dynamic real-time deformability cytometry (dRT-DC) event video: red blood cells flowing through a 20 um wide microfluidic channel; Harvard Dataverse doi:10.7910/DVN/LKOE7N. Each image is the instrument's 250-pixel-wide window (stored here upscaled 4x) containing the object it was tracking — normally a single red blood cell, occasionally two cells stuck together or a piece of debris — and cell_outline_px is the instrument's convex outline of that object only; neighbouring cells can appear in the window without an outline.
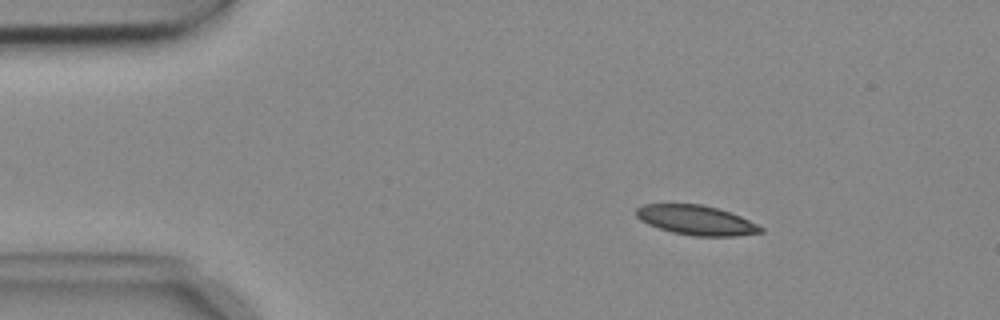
{"species": "common noctule bat (a hibernating species)", "species_latin": "Nyctalus noctula", "temperature_condition": "cold", "stored_images_in_passage": 5, "camera_frame_rate_fps": 3000, "um_per_image_px": 0.085, "animal": {"sex": "female", "body_mass_g": 18.4}, "frame": {"image": 1, "passage_image": 3, "time_ms": 0.667, "image_size_px": [1000, 320], "cell_outline_px": [[764, 232], [736, 236], [692, 236], [672, 232], [648, 224], [640, 220], [636, 216], [636, 208], [644, 204], [700, 204], [716, 208], [740, 216], [764, 228]], "centroid_in_image_um": [59.17, 18.72], "position_along_channel_um": 25.8, "area_um2": 21.33}}